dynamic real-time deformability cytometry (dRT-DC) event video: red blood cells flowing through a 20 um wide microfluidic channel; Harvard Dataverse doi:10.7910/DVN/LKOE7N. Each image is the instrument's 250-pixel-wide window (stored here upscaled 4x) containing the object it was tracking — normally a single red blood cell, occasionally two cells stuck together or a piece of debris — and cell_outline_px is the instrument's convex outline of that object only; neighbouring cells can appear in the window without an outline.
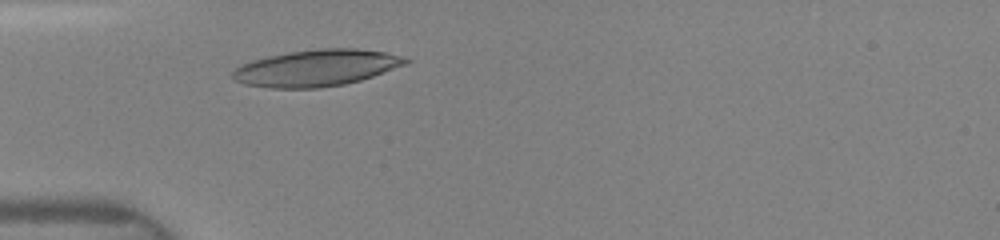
{"species": "human", "species_latin": "Homo sapiens", "temperature_condition": "room temperature", "stored_images_in_passage": 26, "camera_frame_rate_fps": 3000, "um_per_image_px": 0.085, "donor": {"sex": "female"}, "frame": {"image": 1, "passage_image": 6, "time_ms": 2.0, "image_size_px": [1000, 240], "cell_outline_px": [[412, 60], [404, 64], [372, 76], [360, 80], [344, 84], [316, 88], [268, 88], [244, 84], [236, 80], [232, 76], [232, 72], [236, 68], [252, 60], [268, 56], [288, 52], [320, 48], [356, 48], [384, 52], [400, 56]], "centroid_in_image_um": [26.86, 5.77], "position_along_channel_um": 58.1, "area_um2": 36.47}}
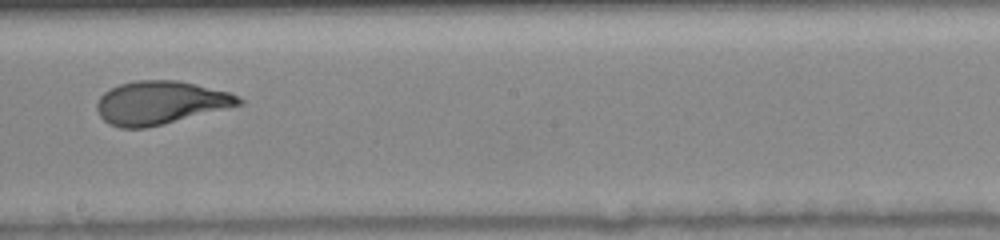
{"frame": {"image": 2, "passage_image": 16, "time_ms": 6.333, "image_size_px": [1000, 240], "cell_outline_px": [[244, 104], [144, 128], [120, 128], [108, 124], [100, 116], [96, 108], [96, 104], [100, 96], [104, 92], [120, 84], [136, 80], [180, 80], [232, 92], [244, 100]], "centroid_in_image_um": [13.64, 8.71], "position_along_channel_um": 234.6, "area_um2": 35.78}}
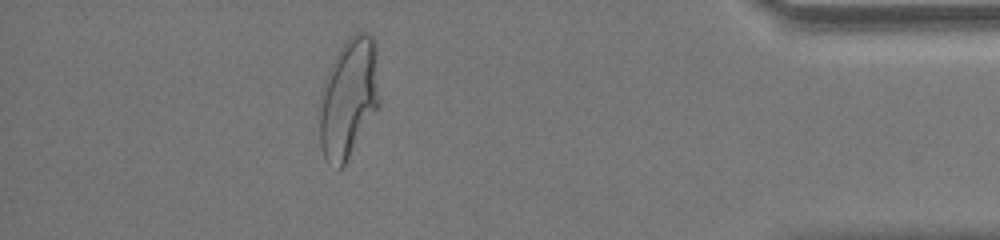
{"frame": {"image": 3, "passage_image": 25, "time_ms": 11.333, "image_size_px": [1000, 240], "cell_outline_px": [[380, 104], [344, 164], [340, 168], [328, 160], [324, 156], [320, 144], [320, 108], [324, 80], [340, 48], [356, 32], [368, 32], [372, 36], [376, 44], [380, 100]], "centroid_in_image_um": [29.67, 8.28], "position_along_channel_um": 405.5, "area_um2": 41.04}}